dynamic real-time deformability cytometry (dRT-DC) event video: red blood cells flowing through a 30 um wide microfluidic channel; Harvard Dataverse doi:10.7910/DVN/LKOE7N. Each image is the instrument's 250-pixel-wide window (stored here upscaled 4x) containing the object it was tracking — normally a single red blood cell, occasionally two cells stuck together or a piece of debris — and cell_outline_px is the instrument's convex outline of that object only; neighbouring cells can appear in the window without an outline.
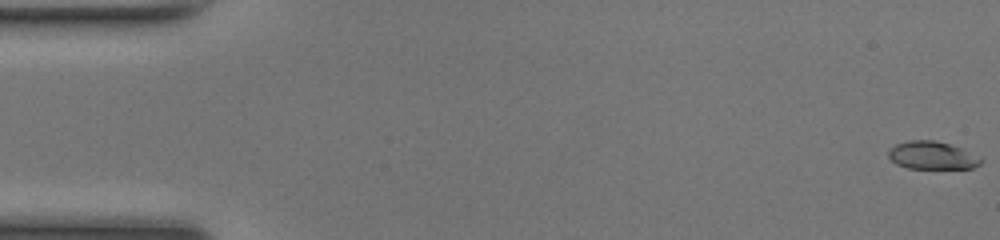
{"species": "common noctule bat (a hibernating species)", "species_latin": "Nyctalus noctula", "temperature_condition": "room temperature", "stored_images_in_passage": 50, "camera_frame_rate_fps": 3000, "um_per_image_px": 0.085, "animal": {"sex": "female", "body_mass_g": 17.0, "forearm_length_mm": 48.0}, "frame": {"image": 1, "passage_image": 1, "time_ms": 0.0, "image_size_px": [1000, 240], "cell_outline_px": [[984, 160], [980, 164], [972, 168], [908, 168], [896, 164], [888, 156], [888, 152], [896, 144], [908, 140], [932, 140], [948, 144], [960, 148]], "centroid_in_image_um": [79.2, 13.21], "position_along_channel_um": 5.8, "area_um2": 14.68}}
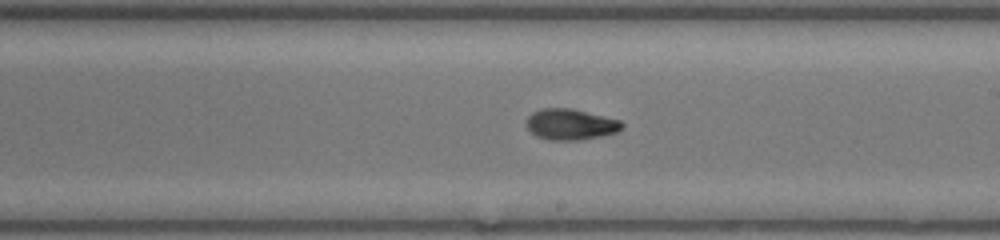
{"frame": {"image": 2, "passage_image": 29, "time_ms": 9.333, "image_size_px": [1000, 240], "cell_outline_px": [[624, 128], [616, 132], [600, 136], [576, 140], [548, 140], [536, 136], [528, 128], [528, 116], [532, 112], [544, 108], [572, 108], [620, 120], [624, 124]], "centroid_in_image_um": [48.52, 10.57], "position_along_channel_um": 240.5, "area_um2": 17.11}}
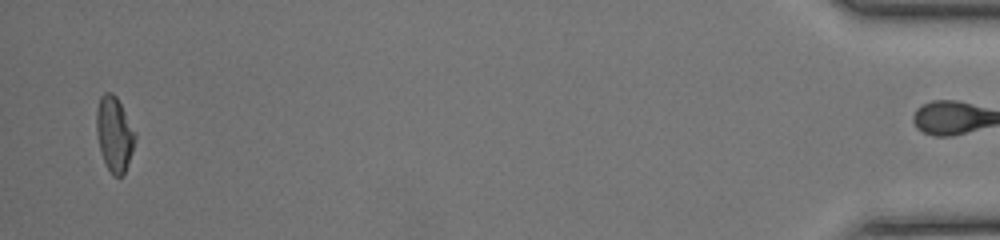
{"frame": {"image": 3, "passage_image": 49, "time_ms": 16.0, "image_size_px": [1000, 240], "cell_outline_px": [[136, 140], [124, 176], [112, 176], [104, 160], [100, 148], [96, 132], [96, 112], [100, 96], [104, 92], [112, 92], [116, 96], [136, 136]], "centroid_in_image_um": [9.71, 11.41], "position_along_channel_um": 425.5, "area_um2": 16.65}, "authors_computed_cell_mechanics": {"area_um2": 16.6464, "velocity_mm_per_s": 4.2138, "shape_relaxation_time_tau1_ms": 4.1451, "shape_relaxation_time_tau2_ms": 2.9247, "deformation_change_tau1": 0.1906, "deformation_change_tau2": 0.0711}}